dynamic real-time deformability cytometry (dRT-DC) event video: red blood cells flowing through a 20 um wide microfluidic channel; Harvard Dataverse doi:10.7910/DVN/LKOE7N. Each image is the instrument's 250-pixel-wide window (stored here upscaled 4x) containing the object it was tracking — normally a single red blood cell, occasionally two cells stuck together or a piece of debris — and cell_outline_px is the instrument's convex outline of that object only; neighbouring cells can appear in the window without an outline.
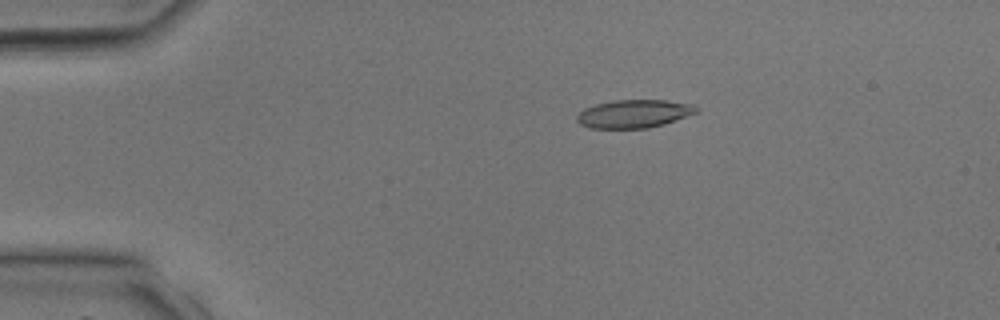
{"species": "common noctule bat (a hibernating species)", "species_latin": "Nyctalus noctula", "temperature_condition": "room temperature", "stored_images_in_passage": 39, "camera_frame_rate_fps": 3000, "um_per_image_px": 0.085, "animal": {"sex": "male", "body_mass_g": 17.9, "forearm_length_mm": 54.2}, "frame": {"image": 1, "passage_image": 8, "time_ms": 2.333, "image_size_px": [1000, 320], "cell_outline_px": [[700, 108], [696, 112], [664, 124], [648, 128], [588, 128], [580, 124], [576, 120], [576, 116], [584, 108], [596, 104], [612, 100], [668, 100], [696, 104]], "centroid_in_image_um": [53.89, 9.66], "position_along_channel_um": 31.1, "area_um2": 19.71}}
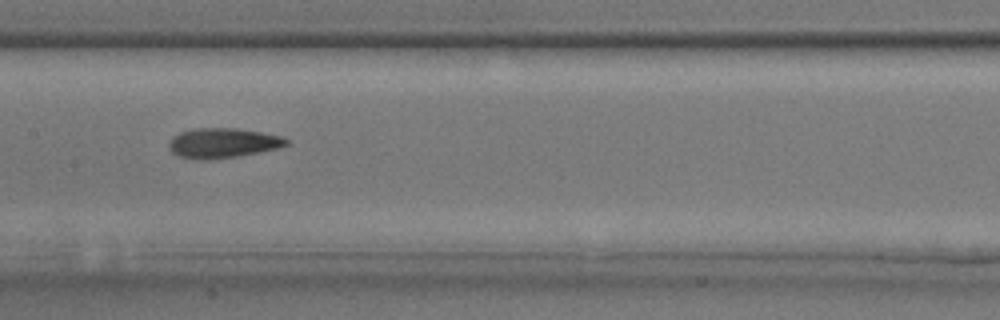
{"frame": {"image": 2, "passage_image": 20, "time_ms": 6.333, "image_size_px": [1000, 320], "cell_outline_px": [[288, 144], [276, 148], [236, 156], [204, 160], [196, 160], [180, 156], [172, 152], [168, 148], [168, 144], [172, 136], [180, 132], [192, 128], [236, 128], [284, 136], [288, 140]], "centroid_in_image_um": [18.88, 12.14], "position_along_channel_um": 188.5, "area_um2": 20.35}}
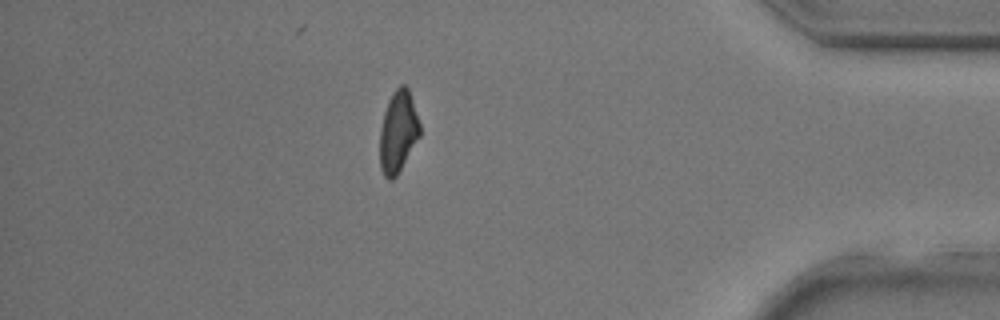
{"frame": {"image": 3, "passage_image": 34, "time_ms": 11.0, "image_size_px": [1000, 320], "cell_outline_px": [[420, 136], [396, 176], [392, 180], [388, 180], [384, 176], [380, 168], [380, 128], [384, 112], [388, 100], [392, 92], [400, 84], [404, 84], [408, 88], [420, 124]], "centroid_in_image_um": [33.82, 11.19], "position_along_channel_um": 401.4, "area_um2": 19.02}}